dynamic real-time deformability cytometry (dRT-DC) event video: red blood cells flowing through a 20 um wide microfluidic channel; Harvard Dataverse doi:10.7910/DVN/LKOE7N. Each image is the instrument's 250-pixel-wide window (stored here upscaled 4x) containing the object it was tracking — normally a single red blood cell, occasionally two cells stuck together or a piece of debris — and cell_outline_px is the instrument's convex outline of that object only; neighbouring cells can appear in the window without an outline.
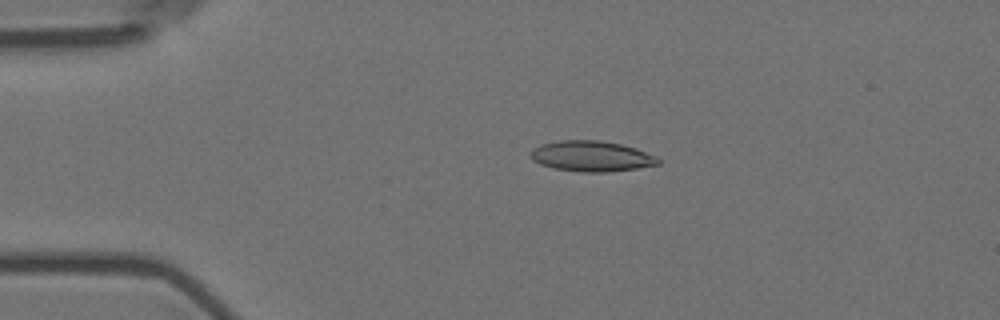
{"species": "Egyptian fruit bat (a non-hibernating species)", "species_latin": "Rousettus aegyptiacus", "temperature_condition": "room temperature", "stored_images_in_passage": 15, "camera_frame_rate_fps": 3000, "um_per_image_px": 0.085, "animal": {"sex": "female"}, "frame": {"image": 1, "passage_image": 4, "time_ms": 1.0, "image_size_px": [1000, 320], "cell_outline_px": [[660, 164], [636, 168], [608, 172], [584, 172], [556, 168], [540, 164], [532, 160], [528, 152], [532, 148], [540, 144], [560, 140], [600, 140], [620, 144], [636, 148], [656, 156], [660, 160]], "centroid_in_image_um": [50.24, 13.27], "position_along_channel_um": 34.8, "area_um2": 22.77}}
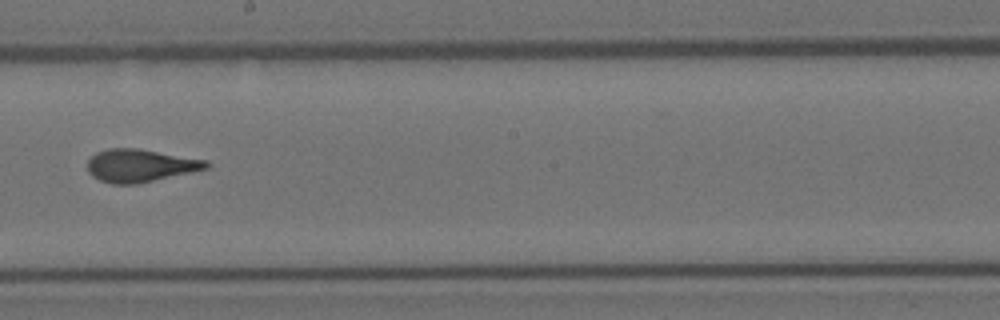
{"frame": {"image": 2, "passage_image": 9, "time_ms": 2.667, "image_size_px": [1000, 320], "cell_outline_px": [[208, 168], [192, 172], [136, 184], [112, 184], [100, 180], [92, 176], [88, 172], [88, 160], [96, 152], [108, 148], [140, 148], [208, 160]], "centroid_in_image_um": [11.91, 14.06], "position_along_channel_um": 236.3, "area_um2": 22.77}}
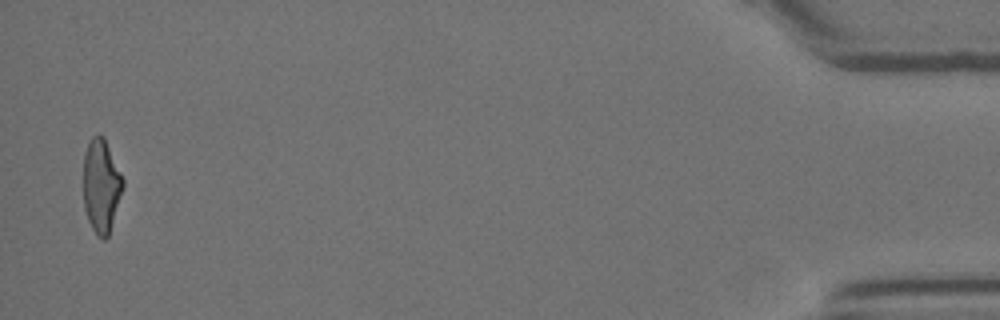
{"frame": {"image": 3, "passage_image": 15, "time_ms": 4.667, "image_size_px": [1000, 320], "cell_outline_px": [[124, 184], [108, 236], [104, 240], [96, 236], [88, 220], [84, 208], [84, 152], [92, 136], [104, 136], [124, 180]], "centroid_in_image_um": [8.6, 15.8], "position_along_channel_um": 426.6, "area_um2": 21.33}}